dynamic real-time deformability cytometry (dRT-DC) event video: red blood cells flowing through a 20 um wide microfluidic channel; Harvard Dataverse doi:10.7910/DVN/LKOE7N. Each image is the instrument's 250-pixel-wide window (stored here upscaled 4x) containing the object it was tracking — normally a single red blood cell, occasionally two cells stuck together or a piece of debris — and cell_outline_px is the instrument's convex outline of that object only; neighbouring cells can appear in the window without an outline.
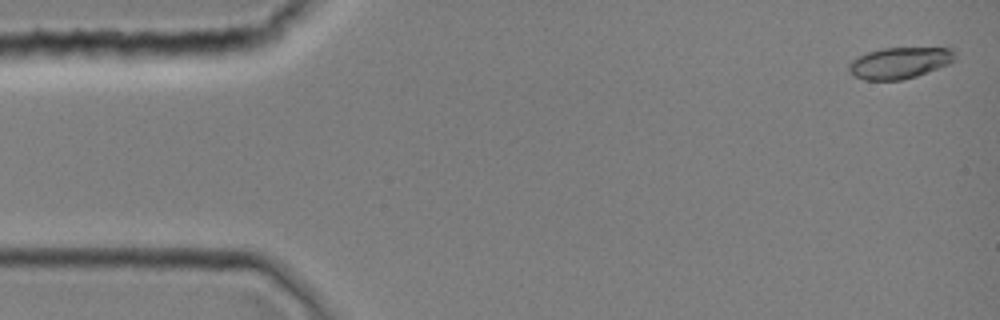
{"species": "common noctule bat (a hibernating species)", "species_latin": "Nyctalus noctula", "temperature_condition": "room temperature", "stored_images_in_passage": 9, "camera_frame_rate_fps": 3000, "um_per_image_px": 0.085, "animal": {"sex": "female", "body_mass_g": 19.0, "forearm_length_mm": 51.5}, "frame": {"image": 1, "passage_image": 1, "time_ms": 0.0, "image_size_px": [1000, 320], "cell_outline_px": [[956, 60], [948, 64], [916, 76], [900, 80], [864, 80], [852, 76], [848, 72], [848, 64], [856, 56], [880, 48], [956, 48]], "centroid_in_image_um": [76.44, 5.34], "position_along_channel_um": 8.6, "area_um2": 19.65}}
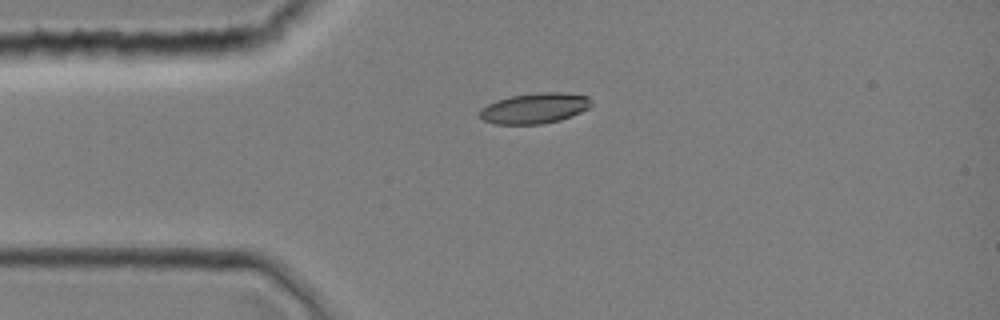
{"frame": {"image": 2, "passage_image": 9, "time_ms": 2.667, "image_size_px": [1000, 320], "cell_outline_px": [[592, 104], [588, 108], [580, 112], [560, 120], [540, 124], [496, 124], [484, 120], [480, 116], [480, 108], [496, 100], [512, 96], [536, 92], [560, 92], [588, 96], [592, 100]], "centroid_in_image_um": [45.45, 9.19], "position_along_channel_um": 39.6, "area_um2": 19.77}}